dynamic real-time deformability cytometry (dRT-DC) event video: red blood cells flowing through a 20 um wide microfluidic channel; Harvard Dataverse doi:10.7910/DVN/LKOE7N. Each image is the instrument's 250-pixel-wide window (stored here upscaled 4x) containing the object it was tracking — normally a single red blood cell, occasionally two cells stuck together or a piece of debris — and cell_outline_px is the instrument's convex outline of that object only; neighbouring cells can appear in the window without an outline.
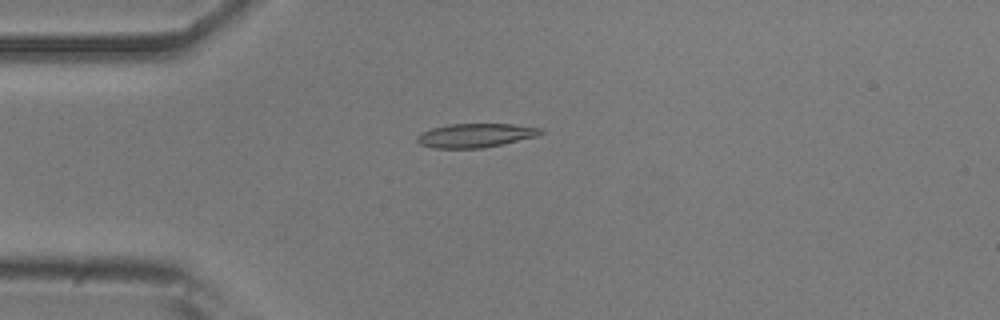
{"species": "common noctule bat (a hibernating species)", "species_latin": "Nyctalus noctula", "temperature_condition": "room temperature", "stored_images_in_passage": 36, "camera_frame_rate_fps": 3000, "um_per_image_px": 0.085, "animal": {"sex": "male", "body_mass_g": 20.5, "forearm_length_mm": 52.5}, "frame": {"image": 1, "passage_image": 1, "time_ms": 0.0, "image_size_px": [1000, 320], "cell_outline_px": [[544, 132], [540, 136], [504, 144], [484, 148], [432, 148], [420, 144], [416, 140], [416, 136], [420, 132], [432, 128], [448, 124], [512, 124], [544, 128]], "centroid_in_image_um": [40.45, 11.51], "position_along_channel_um": 44.5, "area_um2": 17.57}}
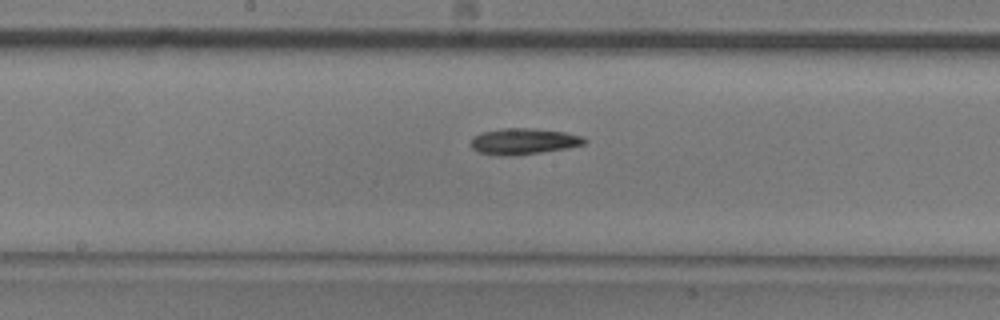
{"frame": {"image": 2, "passage_image": 15, "time_ms": 4.667, "image_size_px": [1000, 320], "cell_outline_px": [[588, 140], [584, 144], [568, 148], [516, 156], [500, 156], [476, 152], [472, 148], [472, 136], [484, 132], [504, 128], [528, 128], [564, 132], [584, 136]], "centroid_in_image_um": [44.51, 12.03], "position_along_channel_um": 203.7, "area_um2": 17.4}}
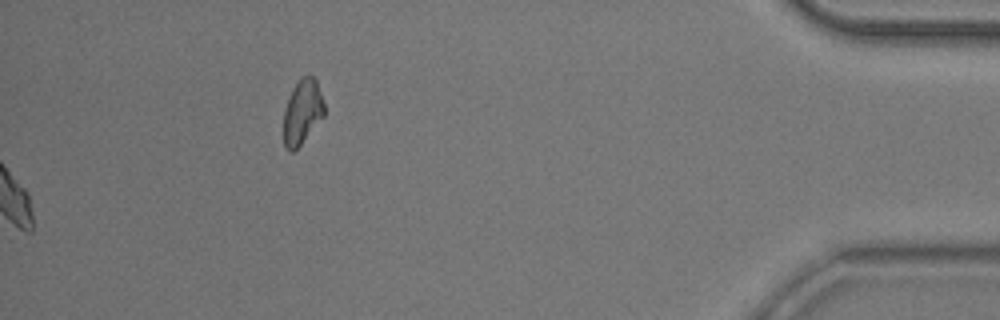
{"frame": {"image": 3, "passage_image": 36, "time_ms": 11.667, "image_size_px": [1000, 320], "cell_outline_px": [[324, 116], [300, 144], [292, 152], [288, 152], [284, 148], [284, 108], [300, 76], [312, 76], [316, 80], [324, 104]], "centroid_in_image_um": [25.69, 9.53], "position_along_channel_um": 409.5, "area_um2": 15.03}, "authors_computed_cell_mechanics": {"area_um2": 16.5597, "velocity_mm_per_s": 3.7549, "shape_relaxation_time_tau1_ms": 10.917, "shape_relaxation_time_tau2_ms": null, "deformation_change_tau1": 0.1795, "deformation_change_tau2": null}}